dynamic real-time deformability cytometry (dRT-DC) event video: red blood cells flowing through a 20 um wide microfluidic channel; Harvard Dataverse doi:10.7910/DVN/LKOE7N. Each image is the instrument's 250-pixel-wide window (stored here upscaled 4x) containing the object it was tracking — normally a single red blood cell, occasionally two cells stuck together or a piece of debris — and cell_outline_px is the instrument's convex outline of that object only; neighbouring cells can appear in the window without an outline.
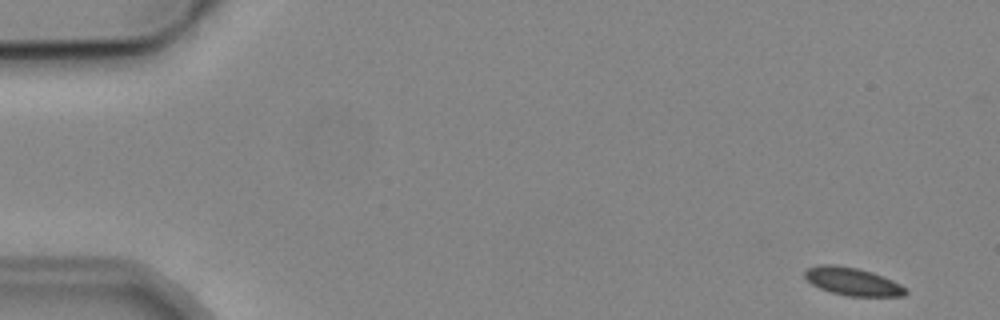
{"species": "common noctule bat (a hibernating species)", "species_latin": "Nyctalus noctula", "temperature_condition": "cold", "stored_images_in_passage": 8, "camera_frame_rate_fps": 3000, "um_per_image_px": 0.085, "animal": {"sex": "male", "body_mass_g": 19.2, "forearm_length_mm": 51.8}, "frame": {"image": 1, "passage_image": 1, "time_ms": 0.0, "image_size_px": [1000, 320], "cell_outline_px": [[908, 292], [904, 296], [848, 296], [832, 292], [820, 288], [812, 284], [804, 276], [804, 272], [808, 268], [820, 264], [832, 264], [856, 268], [872, 272], [892, 280], [908, 288]], "centroid_in_image_um": [72.49, 23.93], "position_along_channel_um": 12.5, "area_um2": 16.3}}
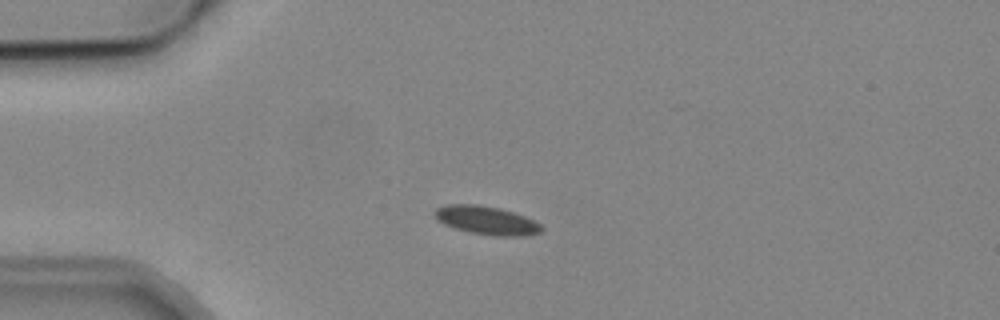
{"frame": {"image": 2, "passage_image": 4, "time_ms": 3.667, "image_size_px": [1000, 320], "cell_outline_px": [[544, 228], [540, 232], [520, 236], [496, 236], [468, 232], [444, 224], [432, 212], [436, 208], [444, 204], [476, 204], [500, 208], [524, 216], [540, 224]], "centroid_in_image_um": [41.33, 18.72], "position_along_channel_um": 43.7, "area_um2": 17.57}}
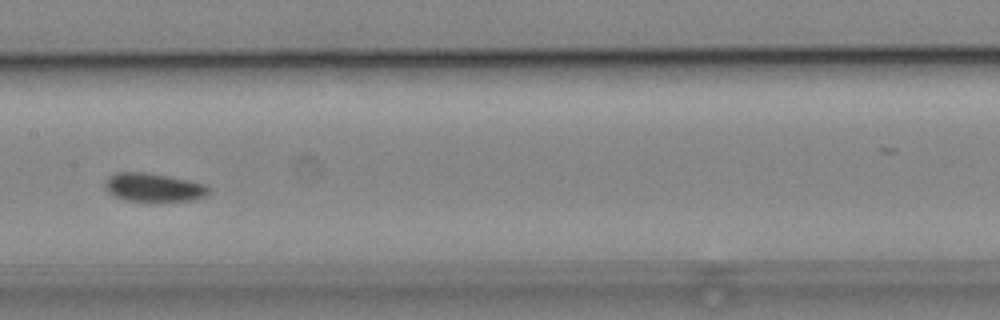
{"frame": {"image": 3, "passage_image": 8, "time_ms": 8.333, "image_size_px": [1000, 320], "cell_outline_px": [[208, 192], [204, 196], [196, 200], [160, 204], [124, 200], [108, 192], [104, 184], [104, 180], [108, 176], [116, 172], [144, 172], [168, 176], [188, 180], [204, 184], [208, 188]], "centroid_in_image_um": [13.04, 15.98], "position_along_channel_um": 194.4, "area_um2": 17.92}}